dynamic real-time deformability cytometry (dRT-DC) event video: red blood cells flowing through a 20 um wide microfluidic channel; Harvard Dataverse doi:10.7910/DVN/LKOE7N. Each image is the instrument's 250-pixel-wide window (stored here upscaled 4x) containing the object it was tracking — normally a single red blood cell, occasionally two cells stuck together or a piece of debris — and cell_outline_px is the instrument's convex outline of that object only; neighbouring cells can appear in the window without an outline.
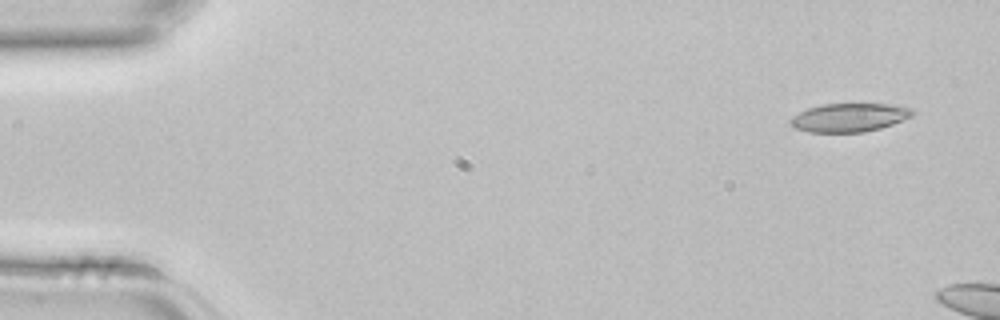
{"species": "common noctule bat (a hibernating species)", "species_latin": "Nyctalus noctula", "temperature_condition": "room temperature", "stored_images_in_passage": 3, "camera_frame_rate_fps": 3000, "um_per_image_px": 0.085, "animal": {"sex": "female", "body_mass_g": 22.7, "forearm_length_mm": 54.2}, "frame": {"image": 1, "passage_image": 1, "time_ms": 0.0, "image_size_px": [1000, 320], "cell_outline_px": [[916, 112], [912, 116], [892, 124], [880, 128], [864, 132], [808, 132], [796, 128], [788, 120], [792, 116], [808, 108], [824, 104], [888, 104], [912, 108]], "centroid_in_image_um": [72.2, 9.99], "position_along_channel_um": 12.8, "area_um2": 20.17}}